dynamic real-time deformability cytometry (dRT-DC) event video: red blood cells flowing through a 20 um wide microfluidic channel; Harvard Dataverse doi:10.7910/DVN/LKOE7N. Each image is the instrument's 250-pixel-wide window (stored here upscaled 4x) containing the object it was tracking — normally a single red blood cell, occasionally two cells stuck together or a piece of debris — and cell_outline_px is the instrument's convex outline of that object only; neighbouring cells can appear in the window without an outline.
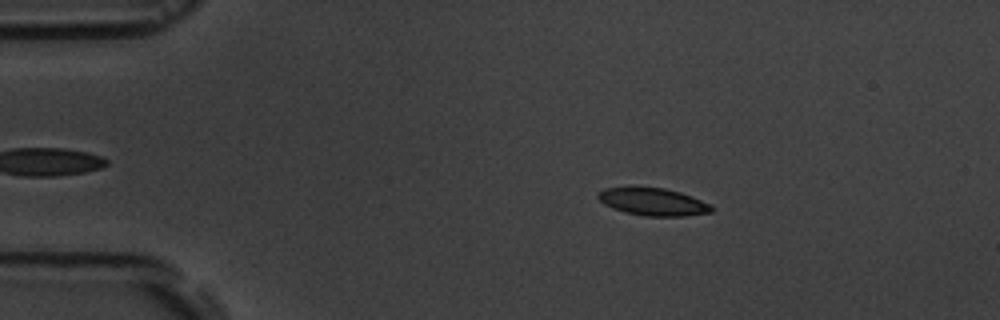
{"species": "common noctule bat (a hibernating species)", "species_latin": "Nyctalus noctula", "temperature_condition": "room temperature", "stored_images_in_passage": 15, "camera_frame_rate_fps": 3000, "um_per_image_px": 0.085, "animal": {"sex": "male", "body_mass_g": 19.5, "forearm_length_mm": 54.6}, "frame": {"image": 1, "passage_image": 2, "time_ms": 2.0, "image_size_px": [1000, 320], "cell_outline_px": [[716, 208], [712, 212], [684, 216], [644, 216], [612, 208], [604, 204], [596, 196], [596, 192], [604, 188], [664, 188], [680, 192], [712, 204]], "centroid_in_image_um": [55.54, 17.16], "position_along_channel_um": 29.5, "area_um2": 18.09}}
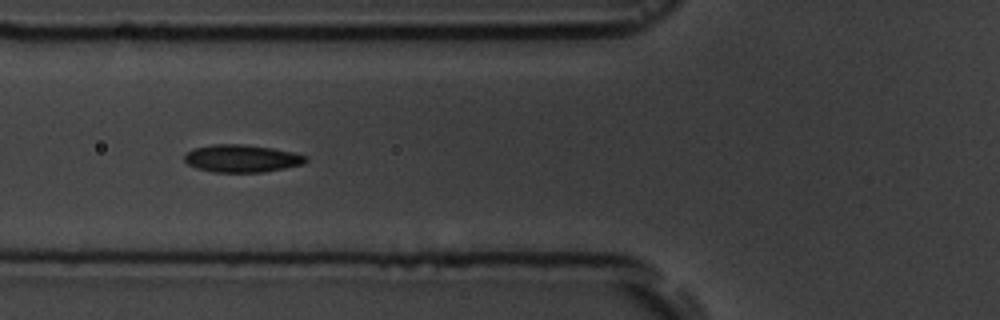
{"frame": {"image": 2, "passage_image": 5, "time_ms": 5.667, "image_size_px": [1000, 320], "cell_outline_px": [[308, 160], [304, 164], [284, 168], [260, 172], [212, 172], [196, 168], [188, 164], [184, 160], [184, 152], [192, 148], [212, 144], [244, 144], [272, 148], [292, 152], [308, 156]], "centroid_in_image_um": [20.51, 13.46], "position_along_channel_um": 105.3, "area_um2": 19.65}}
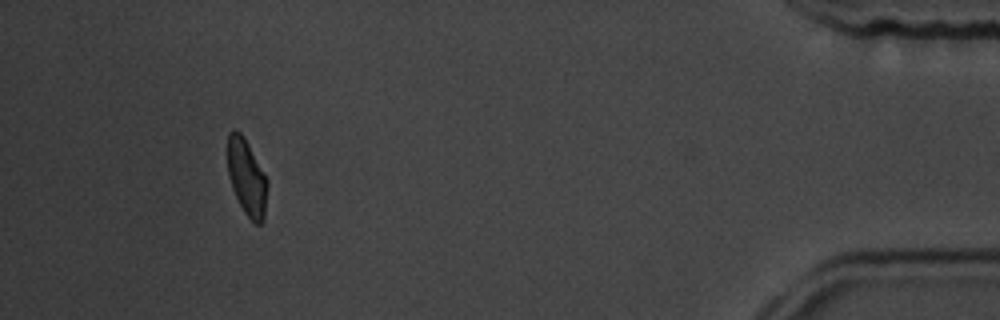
{"frame": {"image": 3, "passage_image": 14, "time_ms": 16.0, "image_size_px": [1000, 320], "cell_outline_px": [[268, 188], [264, 220], [260, 224], [256, 224], [244, 212], [232, 188], [228, 176], [228, 132], [232, 128], [236, 128], [244, 136], [268, 180]], "centroid_in_image_um": [20.98, 15.05], "position_along_channel_um": 414.2, "area_um2": 17.8}, "authors_computed_cell_mechanics": {"area_um2": 18.3804, "velocity_mm_per_s": 3.623, "shape_relaxation_time_tau1_ms": 3.1358, "shape_relaxation_time_tau2_ms": null, "deformation_change_tau1": 0.0938, "deformation_change_tau2": null}}